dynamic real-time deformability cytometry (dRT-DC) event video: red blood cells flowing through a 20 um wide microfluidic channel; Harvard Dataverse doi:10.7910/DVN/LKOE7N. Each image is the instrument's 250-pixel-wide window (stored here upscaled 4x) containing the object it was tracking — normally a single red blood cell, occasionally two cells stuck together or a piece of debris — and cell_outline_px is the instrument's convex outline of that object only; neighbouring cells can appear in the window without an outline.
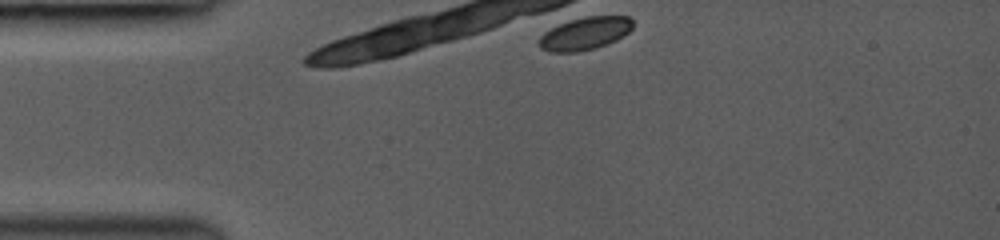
{"species": "common noctule bat (a hibernating species)", "species_latin": "Nyctalus noctula", "temperature_condition": "room temperature", "stored_images_in_passage": 1, "camera_frame_rate_fps": 3000, "um_per_image_px": 0.085, "animal": {"sex": "female", "body_mass_g": 19.0, "forearm_length_mm": 53.3}, "frame": {"image": 1, "passage_image": 1, "time_ms": 0.0, "image_size_px": [1000, 240], "cell_outline_px": [[632, 28], [628, 32], [616, 40], [596, 48], [576, 52], [548, 52], [540, 48], [540, 36], [544, 32], [560, 20], [588, 16], [628, 16], [632, 20]], "centroid_in_image_um": [49.66, 2.83], "position_along_channel_um": 35.3, "area_um2": 18.21}}